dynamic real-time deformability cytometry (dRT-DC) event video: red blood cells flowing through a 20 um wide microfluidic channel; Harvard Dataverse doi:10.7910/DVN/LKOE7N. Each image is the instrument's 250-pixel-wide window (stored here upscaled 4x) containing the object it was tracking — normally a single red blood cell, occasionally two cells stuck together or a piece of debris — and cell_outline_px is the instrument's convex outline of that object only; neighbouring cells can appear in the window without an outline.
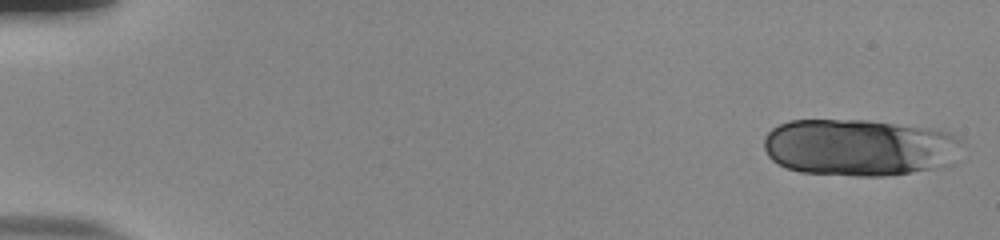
{"species": "human", "species_latin": "Homo sapiens", "temperature_condition": "room temperature", "stored_images_in_passage": 21, "camera_frame_rate_fps": 3000, "um_per_image_px": 0.085, "donor": {"sex": "male"}, "frame": {"image": 1, "passage_image": 1, "time_ms": 0.0, "image_size_px": [1000, 240], "cell_outline_px": [[964, 140], [956, 164], [884, 176], [856, 176], [800, 172], [788, 168], [772, 160], [768, 156], [764, 148], [764, 136], [772, 128], [788, 120], [868, 120], [932, 128], [948, 132]], "centroid_in_image_um": [73.09, 12.52], "position_along_channel_um": 11.9, "area_um2": 66.47}}
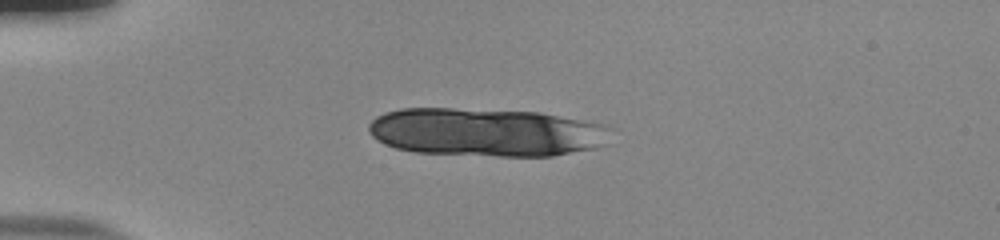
{"frame": {"image": 2, "passage_image": 13, "time_ms": 4.0, "image_size_px": [1000, 240], "cell_outline_px": [[608, 128], [604, 144], [596, 148], [552, 156], [500, 156], [416, 152], [396, 148], [384, 144], [376, 140], [368, 132], [368, 124], [376, 116], [384, 112], [400, 108], [452, 108], [540, 112], [604, 124]], "centroid_in_image_um": [41.25, 11.23], "position_along_channel_um": 43.8, "area_um2": 68.2}}
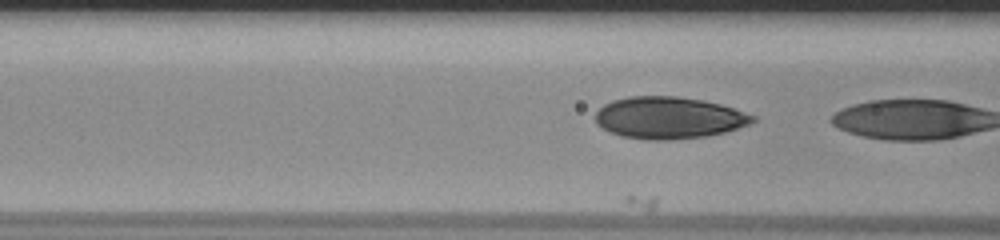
{"frame": {"image": 3, "passage_image": 20, "time_ms": 6.333, "image_size_px": [1000, 240], "cell_outline_px": [[756, 120], [748, 124], [724, 132], [704, 136], [668, 140], [648, 140], [620, 136], [596, 124], [596, 112], [604, 104], [612, 100], [628, 96], [676, 96], [704, 100], [720, 104], [756, 116]], "centroid_in_image_um": [56.82, 10.0], "position_along_channel_um": 109.8, "area_um2": 38.21}}